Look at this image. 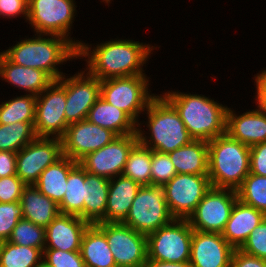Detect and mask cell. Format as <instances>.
<instances>
[{
  "instance_id": "bcb514c9",
  "label": "cell",
  "mask_w": 266,
  "mask_h": 267,
  "mask_svg": "<svg viewBox=\"0 0 266 267\" xmlns=\"http://www.w3.org/2000/svg\"><path fill=\"white\" fill-rule=\"evenodd\" d=\"M256 84V105L257 108L266 111V70L257 73L254 78Z\"/></svg>"
},
{
  "instance_id": "8fae6325",
  "label": "cell",
  "mask_w": 266,
  "mask_h": 267,
  "mask_svg": "<svg viewBox=\"0 0 266 267\" xmlns=\"http://www.w3.org/2000/svg\"><path fill=\"white\" fill-rule=\"evenodd\" d=\"M65 108V86L59 80H55L36 97L34 122L36 136L61 139L68 127Z\"/></svg>"
},
{
  "instance_id": "f546056e",
  "label": "cell",
  "mask_w": 266,
  "mask_h": 267,
  "mask_svg": "<svg viewBox=\"0 0 266 267\" xmlns=\"http://www.w3.org/2000/svg\"><path fill=\"white\" fill-rule=\"evenodd\" d=\"M85 170L78 163L67 179L66 192L58 204L61 214L79 216L84 220Z\"/></svg>"
},
{
  "instance_id": "277c9868",
  "label": "cell",
  "mask_w": 266,
  "mask_h": 267,
  "mask_svg": "<svg viewBox=\"0 0 266 267\" xmlns=\"http://www.w3.org/2000/svg\"><path fill=\"white\" fill-rule=\"evenodd\" d=\"M148 117L146 127L149 128L147 137L137 124L138 142L153 151L169 153L194 140L188 133L184 122L174 106L163 96L157 95L150 101L145 112Z\"/></svg>"
},
{
  "instance_id": "ffe728a7",
  "label": "cell",
  "mask_w": 266,
  "mask_h": 267,
  "mask_svg": "<svg viewBox=\"0 0 266 267\" xmlns=\"http://www.w3.org/2000/svg\"><path fill=\"white\" fill-rule=\"evenodd\" d=\"M231 109L226 114V133L231 138L249 147L266 142V111L256 108L237 115Z\"/></svg>"
},
{
  "instance_id": "2e32d148",
  "label": "cell",
  "mask_w": 266,
  "mask_h": 267,
  "mask_svg": "<svg viewBox=\"0 0 266 267\" xmlns=\"http://www.w3.org/2000/svg\"><path fill=\"white\" fill-rule=\"evenodd\" d=\"M86 72L82 70L69 78L63 75L59 79L66 89L65 118L68 125L86 120L88 111L101 96V81Z\"/></svg>"
},
{
  "instance_id": "f35d334b",
  "label": "cell",
  "mask_w": 266,
  "mask_h": 267,
  "mask_svg": "<svg viewBox=\"0 0 266 267\" xmlns=\"http://www.w3.org/2000/svg\"><path fill=\"white\" fill-rule=\"evenodd\" d=\"M42 261L51 267H85L80 251L44 248Z\"/></svg>"
},
{
  "instance_id": "f6af8a7d",
  "label": "cell",
  "mask_w": 266,
  "mask_h": 267,
  "mask_svg": "<svg viewBox=\"0 0 266 267\" xmlns=\"http://www.w3.org/2000/svg\"><path fill=\"white\" fill-rule=\"evenodd\" d=\"M15 152L0 151V178L16 175Z\"/></svg>"
},
{
  "instance_id": "1f68e13d",
  "label": "cell",
  "mask_w": 266,
  "mask_h": 267,
  "mask_svg": "<svg viewBox=\"0 0 266 267\" xmlns=\"http://www.w3.org/2000/svg\"><path fill=\"white\" fill-rule=\"evenodd\" d=\"M140 186L151 185V149L137 142L129 152L122 172Z\"/></svg>"
},
{
  "instance_id": "c3c4849f",
  "label": "cell",
  "mask_w": 266,
  "mask_h": 267,
  "mask_svg": "<svg viewBox=\"0 0 266 267\" xmlns=\"http://www.w3.org/2000/svg\"><path fill=\"white\" fill-rule=\"evenodd\" d=\"M37 267H51L48 264L44 263L43 261L41 262L40 265H38Z\"/></svg>"
},
{
  "instance_id": "cb8c5ba5",
  "label": "cell",
  "mask_w": 266,
  "mask_h": 267,
  "mask_svg": "<svg viewBox=\"0 0 266 267\" xmlns=\"http://www.w3.org/2000/svg\"><path fill=\"white\" fill-rule=\"evenodd\" d=\"M23 219L46 228L59 214L58 204L42 194L35 185H26L20 197Z\"/></svg>"
},
{
  "instance_id": "83f0119b",
  "label": "cell",
  "mask_w": 266,
  "mask_h": 267,
  "mask_svg": "<svg viewBox=\"0 0 266 267\" xmlns=\"http://www.w3.org/2000/svg\"><path fill=\"white\" fill-rule=\"evenodd\" d=\"M80 253L85 267H117L106 236L96 224L87 227Z\"/></svg>"
},
{
  "instance_id": "d4e9b609",
  "label": "cell",
  "mask_w": 266,
  "mask_h": 267,
  "mask_svg": "<svg viewBox=\"0 0 266 267\" xmlns=\"http://www.w3.org/2000/svg\"><path fill=\"white\" fill-rule=\"evenodd\" d=\"M86 120L110 129L118 136L136 133L137 124L122 110L109 104L101 96L88 111Z\"/></svg>"
},
{
  "instance_id": "ac0fdd59",
  "label": "cell",
  "mask_w": 266,
  "mask_h": 267,
  "mask_svg": "<svg viewBox=\"0 0 266 267\" xmlns=\"http://www.w3.org/2000/svg\"><path fill=\"white\" fill-rule=\"evenodd\" d=\"M233 251L221 233L193 230L189 262L192 267H230Z\"/></svg>"
},
{
  "instance_id": "44dd1931",
  "label": "cell",
  "mask_w": 266,
  "mask_h": 267,
  "mask_svg": "<svg viewBox=\"0 0 266 267\" xmlns=\"http://www.w3.org/2000/svg\"><path fill=\"white\" fill-rule=\"evenodd\" d=\"M0 77L5 82L21 90L25 94L39 95L55 80L43 70L27 68L11 62L0 52Z\"/></svg>"
},
{
  "instance_id": "9c48e42d",
  "label": "cell",
  "mask_w": 266,
  "mask_h": 267,
  "mask_svg": "<svg viewBox=\"0 0 266 267\" xmlns=\"http://www.w3.org/2000/svg\"><path fill=\"white\" fill-rule=\"evenodd\" d=\"M192 235L188 219H173L147 235V260L189 262Z\"/></svg>"
},
{
  "instance_id": "3957f363",
  "label": "cell",
  "mask_w": 266,
  "mask_h": 267,
  "mask_svg": "<svg viewBox=\"0 0 266 267\" xmlns=\"http://www.w3.org/2000/svg\"><path fill=\"white\" fill-rule=\"evenodd\" d=\"M162 95L177 110L194 140L210 141L226 133L228 106L201 94L168 90Z\"/></svg>"
},
{
  "instance_id": "681fc988",
  "label": "cell",
  "mask_w": 266,
  "mask_h": 267,
  "mask_svg": "<svg viewBox=\"0 0 266 267\" xmlns=\"http://www.w3.org/2000/svg\"><path fill=\"white\" fill-rule=\"evenodd\" d=\"M111 0H102L101 2H105L108 6H109V3H110Z\"/></svg>"
},
{
  "instance_id": "7dc6e473",
  "label": "cell",
  "mask_w": 266,
  "mask_h": 267,
  "mask_svg": "<svg viewBox=\"0 0 266 267\" xmlns=\"http://www.w3.org/2000/svg\"><path fill=\"white\" fill-rule=\"evenodd\" d=\"M144 267H192L190 262H162L158 260H147Z\"/></svg>"
},
{
  "instance_id": "74e56055",
  "label": "cell",
  "mask_w": 266,
  "mask_h": 267,
  "mask_svg": "<svg viewBox=\"0 0 266 267\" xmlns=\"http://www.w3.org/2000/svg\"><path fill=\"white\" fill-rule=\"evenodd\" d=\"M23 219V210L19 201L0 202V242L7 241L18 221Z\"/></svg>"
},
{
  "instance_id": "6da1fadb",
  "label": "cell",
  "mask_w": 266,
  "mask_h": 267,
  "mask_svg": "<svg viewBox=\"0 0 266 267\" xmlns=\"http://www.w3.org/2000/svg\"><path fill=\"white\" fill-rule=\"evenodd\" d=\"M84 43L78 48L79 57L88 58L86 70L100 81L113 77L145 75L144 64L155 46L130 39L103 41L92 49Z\"/></svg>"
},
{
  "instance_id": "8d00e7d4",
  "label": "cell",
  "mask_w": 266,
  "mask_h": 267,
  "mask_svg": "<svg viewBox=\"0 0 266 267\" xmlns=\"http://www.w3.org/2000/svg\"><path fill=\"white\" fill-rule=\"evenodd\" d=\"M176 174L175 166L167 153L151 150V185L163 187Z\"/></svg>"
},
{
  "instance_id": "7402d4cb",
  "label": "cell",
  "mask_w": 266,
  "mask_h": 267,
  "mask_svg": "<svg viewBox=\"0 0 266 267\" xmlns=\"http://www.w3.org/2000/svg\"><path fill=\"white\" fill-rule=\"evenodd\" d=\"M265 217L263 212L237 200L221 234L234 249H239Z\"/></svg>"
},
{
  "instance_id": "8992f818",
  "label": "cell",
  "mask_w": 266,
  "mask_h": 267,
  "mask_svg": "<svg viewBox=\"0 0 266 267\" xmlns=\"http://www.w3.org/2000/svg\"><path fill=\"white\" fill-rule=\"evenodd\" d=\"M149 81L146 75L108 78L101 81L100 95L138 124V117L156 96L148 91Z\"/></svg>"
},
{
  "instance_id": "9a60e30c",
  "label": "cell",
  "mask_w": 266,
  "mask_h": 267,
  "mask_svg": "<svg viewBox=\"0 0 266 267\" xmlns=\"http://www.w3.org/2000/svg\"><path fill=\"white\" fill-rule=\"evenodd\" d=\"M137 142V133L118 136L99 150L87 154L78 163L88 173L112 179L122 175L129 152Z\"/></svg>"
},
{
  "instance_id": "5b68a950",
  "label": "cell",
  "mask_w": 266,
  "mask_h": 267,
  "mask_svg": "<svg viewBox=\"0 0 266 267\" xmlns=\"http://www.w3.org/2000/svg\"><path fill=\"white\" fill-rule=\"evenodd\" d=\"M250 173V147L227 133L208 141L211 187L237 190Z\"/></svg>"
},
{
  "instance_id": "d6a6232c",
  "label": "cell",
  "mask_w": 266,
  "mask_h": 267,
  "mask_svg": "<svg viewBox=\"0 0 266 267\" xmlns=\"http://www.w3.org/2000/svg\"><path fill=\"white\" fill-rule=\"evenodd\" d=\"M42 258L43 252L39 248L0 242V267H37Z\"/></svg>"
},
{
  "instance_id": "603a6c76",
  "label": "cell",
  "mask_w": 266,
  "mask_h": 267,
  "mask_svg": "<svg viewBox=\"0 0 266 267\" xmlns=\"http://www.w3.org/2000/svg\"><path fill=\"white\" fill-rule=\"evenodd\" d=\"M140 187L123 175L110 179L105 222H123Z\"/></svg>"
},
{
  "instance_id": "d6986e66",
  "label": "cell",
  "mask_w": 266,
  "mask_h": 267,
  "mask_svg": "<svg viewBox=\"0 0 266 267\" xmlns=\"http://www.w3.org/2000/svg\"><path fill=\"white\" fill-rule=\"evenodd\" d=\"M89 225L79 216L60 213L45 228V248L80 251L83 235Z\"/></svg>"
},
{
  "instance_id": "60d3db41",
  "label": "cell",
  "mask_w": 266,
  "mask_h": 267,
  "mask_svg": "<svg viewBox=\"0 0 266 267\" xmlns=\"http://www.w3.org/2000/svg\"><path fill=\"white\" fill-rule=\"evenodd\" d=\"M25 186L26 184L17 175L0 178V202L20 201Z\"/></svg>"
},
{
  "instance_id": "ee69618b",
  "label": "cell",
  "mask_w": 266,
  "mask_h": 267,
  "mask_svg": "<svg viewBox=\"0 0 266 267\" xmlns=\"http://www.w3.org/2000/svg\"><path fill=\"white\" fill-rule=\"evenodd\" d=\"M230 267H266V260L248 255L240 249H234Z\"/></svg>"
},
{
  "instance_id": "7bdbcfd3",
  "label": "cell",
  "mask_w": 266,
  "mask_h": 267,
  "mask_svg": "<svg viewBox=\"0 0 266 267\" xmlns=\"http://www.w3.org/2000/svg\"><path fill=\"white\" fill-rule=\"evenodd\" d=\"M21 14L28 19V0H0V17L9 19Z\"/></svg>"
},
{
  "instance_id": "5bb4252c",
  "label": "cell",
  "mask_w": 266,
  "mask_h": 267,
  "mask_svg": "<svg viewBox=\"0 0 266 267\" xmlns=\"http://www.w3.org/2000/svg\"><path fill=\"white\" fill-rule=\"evenodd\" d=\"M62 156L60 138L36 137L17 152L16 175L26 185H34L43 170Z\"/></svg>"
},
{
  "instance_id": "d590c367",
  "label": "cell",
  "mask_w": 266,
  "mask_h": 267,
  "mask_svg": "<svg viewBox=\"0 0 266 267\" xmlns=\"http://www.w3.org/2000/svg\"><path fill=\"white\" fill-rule=\"evenodd\" d=\"M7 241L16 245L39 248L43 252L45 228L26 219H20Z\"/></svg>"
},
{
  "instance_id": "52a82bcc",
  "label": "cell",
  "mask_w": 266,
  "mask_h": 267,
  "mask_svg": "<svg viewBox=\"0 0 266 267\" xmlns=\"http://www.w3.org/2000/svg\"><path fill=\"white\" fill-rule=\"evenodd\" d=\"M75 3V0H28L27 21L34 33L65 37L78 49L82 41H75L70 35L76 18Z\"/></svg>"
},
{
  "instance_id": "7a4b0ae2",
  "label": "cell",
  "mask_w": 266,
  "mask_h": 267,
  "mask_svg": "<svg viewBox=\"0 0 266 267\" xmlns=\"http://www.w3.org/2000/svg\"><path fill=\"white\" fill-rule=\"evenodd\" d=\"M2 53L11 62L43 70L54 80H59L66 74L59 71L57 67L59 64L78 58V49L65 37L37 33L32 38L22 39Z\"/></svg>"
},
{
  "instance_id": "4fadbf2b",
  "label": "cell",
  "mask_w": 266,
  "mask_h": 267,
  "mask_svg": "<svg viewBox=\"0 0 266 267\" xmlns=\"http://www.w3.org/2000/svg\"><path fill=\"white\" fill-rule=\"evenodd\" d=\"M237 200L235 190L211 187L188 218L192 229L222 233Z\"/></svg>"
},
{
  "instance_id": "484cf974",
  "label": "cell",
  "mask_w": 266,
  "mask_h": 267,
  "mask_svg": "<svg viewBox=\"0 0 266 267\" xmlns=\"http://www.w3.org/2000/svg\"><path fill=\"white\" fill-rule=\"evenodd\" d=\"M167 154L177 174L208 175V141L192 140Z\"/></svg>"
},
{
  "instance_id": "4316f807",
  "label": "cell",
  "mask_w": 266,
  "mask_h": 267,
  "mask_svg": "<svg viewBox=\"0 0 266 267\" xmlns=\"http://www.w3.org/2000/svg\"><path fill=\"white\" fill-rule=\"evenodd\" d=\"M110 179L85 171L84 220L90 224L105 222Z\"/></svg>"
},
{
  "instance_id": "ab89813d",
  "label": "cell",
  "mask_w": 266,
  "mask_h": 267,
  "mask_svg": "<svg viewBox=\"0 0 266 267\" xmlns=\"http://www.w3.org/2000/svg\"><path fill=\"white\" fill-rule=\"evenodd\" d=\"M242 252L266 260V217L239 248Z\"/></svg>"
},
{
  "instance_id": "ba28073f",
  "label": "cell",
  "mask_w": 266,
  "mask_h": 267,
  "mask_svg": "<svg viewBox=\"0 0 266 267\" xmlns=\"http://www.w3.org/2000/svg\"><path fill=\"white\" fill-rule=\"evenodd\" d=\"M174 218L167 207L162 186H141L123 224L148 235L167 225Z\"/></svg>"
},
{
  "instance_id": "30bf717a",
  "label": "cell",
  "mask_w": 266,
  "mask_h": 267,
  "mask_svg": "<svg viewBox=\"0 0 266 267\" xmlns=\"http://www.w3.org/2000/svg\"><path fill=\"white\" fill-rule=\"evenodd\" d=\"M117 267H144L148 259L147 235L122 222H99Z\"/></svg>"
},
{
  "instance_id": "4dcf8cb0",
  "label": "cell",
  "mask_w": 266,
  "mask_h": 267,
  "mask_svg": "<svg viewBox=\"0 0 266 267\" xmlns=\"http://www.w3.org/2000/svg\"><path fill=\"white\" fill-rule=\"evenodd\" d=\"M36 97L25 94L2 102L0 104V124L29 122L34 126Z\"/></svg>"
},
{
  "instance_id": "b9f144b4",
  "label": "cell",
  "mask_w": 266,
  "mask_h": 267,
  "mask_svg": "<svg viewBox=\"0 0 266 267\" xmlns=\"http://www.w3.org/2000/svg\"><path fill=\"white\" fill-rule=\"evenodd\" d=\"M250 173L266 176V142L250 147Z\"/></svg>"
},
{
  "instance_id": "7c38bea8",
  "label": "cell",
  "mask_w": 266,
  "mask_h": 267,
  "mask_svg": "<svg viewBox=\"0 0 266 267\" xmlns=\"http://www.w3.org/2000/svg\"><path fill=\"white\" fill-rule=\"evenodd\" d=\"M210 188L208 175L176 174L163 186L172 217L188 219Z\"/></svg>"
},
{
  "instance_id": "e0dca14e",
  "label": "cell",
  "mask_w": 266,
  "mask_h": 267,
  "mask_svg": "<svg viewBox=\"0 0 266 267\" xmlns=\"http://www.w3.org/2000/svg\"><path fill=\"white\" fill-rule=\"evenodd\" d=\"M118 135L110 129L82 120L69 124L61 138L63 155L79 162L87 154L99 150Z\"/></svg>"
},
{
  "instance_id": "f1b7e54d",
  "label": "cell",
  "mask_w": 266,
  "mask_h": 267,
  "mask_svg": "<svg viewBox=\"0 0 266 267\" xmlns=\"http://www.w3.org/2000/svg\"><path fill=\"white\" fill-rule=\"evenodd\" d=\"M78 164L69 157L62 156L54 164L49 165L40 174L35 187L51 200L59 204L66 192L69 172Z\"/></svg>"
},
{
  "instance_id": "e575fe53",
  "label": "cell",
  "mask_w": 266,
  "mask_h": 267,
  "mask_svg": "<svg viewBox=\"0 0 266 267\" xmlns=\"http://www.w3.org/2000/svg\"><path fill=\"white\" fill-rule=\"evenodd\" d=\"M236 193L239 201L266 215V176L249 173Z\"/></svg>"
},
{
  "instance_id": "836d02e7",
  "label": "cell",
  "mask_w": 266,
  "mask_h": 267,
  "mask_svg": "<svg viewBox=\"0 0 266 267\" xmlns=\"http://www.w3.org/2000/svg\"><path fill=\"white\" fill-rule=\"evenodd\" d=\"M36 137L34 126L29 122L0 124V151L17 153Z\"/></svg>"
}]
</instances>
